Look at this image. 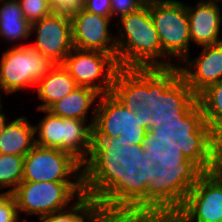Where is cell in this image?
<instances>
[{
	"instance_id": "obj_1",
	"label": "cell",
	"mask_w": 222,
	"mask_h": 222,
	"mask_svg": "<svg viewBox=\"0 0 222 222\" xmlns=\"http://www.w3.org/2000/svg\"><path fill=\"white\" fill-rule=\"evenodd\" d=\"M153 114L148 107L130 111L112 93L100 95L96 108V160L88 173L96 184L119 188L135 204L148 201L175 165L148 133Z\"/></svg>"
},
{
	"instance_id": "obj_2",
	"label": "cell",
	"mask_w": 222,
	"mask_h": 222,
	"mask_svg": "<svg viewBox=\"0 0 222 222\" xmlns=\"http://www.w3.org/2000/svg\"><path fill=\"white\" fill-rule=\"evenodd\" d=\"M148 108V133L174 161L216 155L199 127L198 97L177 66L148 69Z\"/></svg>"
},
{
	"instance_id": "obj_3",
	"label": "cell",
	"mask_w": 222,
	"mask_h": 222,
	"mask_svg": "<svg viewBox=\"0 0 222 222\" xmlns=\"http://www.w3.org/2000/svg\"><path fill=\"white\" fill-rule=\"evenodd\" d=\"M143 204L157 222H222V156L175 161L164 185Z\"/></svg>"
},
{
	"instance_id": "obj_4",
	"label": "cell",
	"mask_w": 222,
	"mask_h": 222,
	"mask_svg": "<svg viewBox=\"0 0 222 222\" xmlns=\"http://www.w3.org/2000/svg\"><path fill=\"white\" fill-rule=\"evenodd\" d=\"M119 68H171L176 65L163 53L149 11V0L140 10L114 25Z\"/></svg>"
},
{
	"instance_id": "obj_5",
	"label": "cell",
	"mask_w": 222,
	"mask_h": 222,
	"mask_svg": "<svg viewBox=\"0 0 222 222\" xmlns=\"http://www.w3.org/2000/svg\"><path fill=\"white\" fill-rule=\"evenodd\" d=\"M95 184V182H21L12 194L21 220L30 222V218L33 217V221L40 222L54 212L69 208Z\"/></svg>"
},
{
	"instance_id": "obj_6",
	"label": "cell",
	"mask_w": 222,
	"mask_h": 222,
	"mask_svg": "<svg viewBox=\"0 0 222 222\" xmlns=\"http://www.w3.org/2000/svg\"><path fill=\"white\" fill-rule=\"evenodd\" d=\"M37 112L44 114L35 125L36 144L71 153L88 170L93 166L96 155L93 145V125L88 121L62 118L47 109Z\"/></svg>"
},
{
	"instance_id": "obj_7",
	"label": "cell",
	"mask_w": 222,
	"mask_h": 222,
	"mask_svg": "<svg viewBox=\"0 0 222 222\" xmlns=\"http://www.w3.org/2000/svg\"><path fill=\"white\" fill-rule=\"evenodd\" d=\"M134 205L119 188L95 184L69 208L40 222H118Z\"/></svg>"
},
{
	"instance_id": "obj_8",
	"label": "cell",
	"mask_w": 222,
	"mask_h": 222,
	"mask_svg": "<svg viewBox=\"0 0 222 222\" xmlns=\"http://www.w3.org/2000/svg\"><path fill=\"white\" fill-rule=\"evenodd\" d=\"M4 49L0 53L2 96L17 95V92L20 94V91L29 90L34 94L37 82L57 65L51 58L43 56L30 45Z\"/></svg>"
},
{
	"instance_id": "obj_9",
	"label": "cell",
	"mask_w": 222,
	"mask_h": 222,
	"mask_svg": "<svg viewBox=\"0 0 222 222\" xmlns=\"http://www.w3.org/2000/svg\"><path fill=\"white\" fill-rule=\"evenodd\" d=\"M149 11L163 53L178 66L192 51L186 1L149 0Z\"/></svg>"
},
{
	"instance_id": "obj_10",
	"label": "cell",
	"mask_w": 222,
	"mask_h": 222,
	"mask_svg": "<svg viewBox=\"0 0 222 222\" xmlns=\"http://www.w3.org/2000/svg\"><path fill=\"white\" fill-rule=\"evenodd\" d=\"M94 182L71 153L35 145L25 156L22 182Z\"/></svg>"
},
{
	"instance_id": "obj_11",
	"label": "cell",
	"mask_w": 222,
	"mask_h": 222,
	"mask_svg": "<svg viewBox=\"0 0 222 222\" xmlns=\"http://www.w3.org/2000/svg\"><path fill=\"white\" fill-rule=\"evenodd\" d=\"M76 84L97 91L111 93L119 65L108 53L73 48L61 63Z\"/></svg>"
},
{
	"instance_id": "obj_12",
	"label": "cell",
	"mask_w": 222,
	"mask_h": 222,
	"mask_svg": "<svg viewBox=\"0 0 222 222\" xmlns=\"http://www.w3.org/2000/svg\"><path fill=\"white\" fill-rule=\"evenodd\" d=\"M30 36L33 42L30 41L29 45L57 64H61L74 48L69 16L53 12L31 24Z\"/></svg>"
},
{
	"instance_id": "obj_13",
	"label": "cell",
	"mask_w": 222,
	"mask_h": 222,
	"mask_svg": "<svg viewBox=\"0 0 222 222\" xmlns=\"http://www.w3.org/2000/svg\"><path fill=\"white\" fill-rule=\"evenodd\" d=\"M71 21L74 48L108 53L116 58L115 21L83 9Z\"/></svg>"
},
{
	"instance_id": "obj_14",
	"label": "cell",
	"mask_w": 222,
	"mask_h": 222,
	"mask_svg": "<svg viewBox=\"0 0 222 222\" xmlns=\"http://www.w3.org/2000/svg\"><path fill=\"white\" fill-rule=\"evenodd\" d=\"M199 48H196L199 51L197 56L193 54L192 57L190 53L177 66L182 79L197 96L210 85L222 80V42Z\"/></svg>"
},
{
	"instance_id": "obj_15",
	"label": "cell",
	"mask_w": 222,
	"mask_h": 222,
	"mask_svg": "<svg viewBox=\"0 0 222 222\" xmlns=\"http://www.w3.org/2000/svg\"><path fill=\"white\" fill-rule=\"evenodd\" d=\"M186 3L191 45L196 48L222 42V1ZM194 44V45H193Z\"/></svg>"
},
{
	"instance_id": "obj_16",
	"label": "cell",
	"mask_w": 222,
	"mask_h": 222,
	"mask_svg": "<svg viewBox=\"0 0 222 222\" xmlns=\"http://www.w3.org/2000/svg\"><path fill=\"white\" fill-rule=\"evenodd\" d=\"M197 97L201 133L218 152L222 148V80L207 87Z\"/></svg>"
},
{
	"instance_id": "obj_17",
	"label": "cell",
	"mask_w": 222,
	"mask_h": 222,
	"mask_svg": "<svg viewBox=\"0 0 222 222\" xmlns=\"http://www.w3.org/2000/svg\"><path fill=\"white\" fill-rule=\"evenodd\" d=\"M130 111L148 107V69L119 68L111 92Z\"/></svg>"
},
{
	"instance_id": "obj_18",
	"label": "cell",
	"mask_w": 222,
	"mask_h": 222,
	"mask_svg": "<svg viewBox=\"0 0 222 222\" xmlns=\"http://www.w3.org/2000/svg\"><path fill=\"white\" fill-rule=\"evenodd\" d=\"M99 98L100 94L97 91L78 86L47 110L62 118L88 121L94 125Z\"/></svg>"
},
{
	"instance_id": "obj_19",
	"label": "cell",
	"mask_w": 222,
	"mask_h": 222,
	"mask_svg": "<svg viewBox=\"0 0 222 222\" xmlns=\"http://www.w3.org/2000/svg\"><path fill=\"white\" fill-rule=\"evenodd\" d=\"M31 24L24 18L18 0L0 3V43L5 47L29 45ZM20 42V43H19Z\"/></svg>"
},
{
	"instance_id": "obj_20",
	"label": "cell",
	"mask_w": 222,
	"mask_h": 222,
	"mask_svg": "<svg viewBox=\"0 0 222 222\" xmlns=\"http://www.w3.org/2000/svg\"><path fill=\"white\" fill-rule=\"evenodd\" d=\"M15 116L0 135V153L25 156L36 145L35 125L25 114Z\"/></svg>"
},
{
	"instance_id": "obj_21",
	"label": "cell",
	"mask_w": 222,
	"mask_h": 222,
	"mask_svg": "<svg viewBox=\"0 0 222 222\" xmlns=\"http://www.w3.org/2000/svg\"><path fill=\"white\" fill-rule=\"evenodd\" d=\"M78 85L62 64H57L39 80L34 89L40 101L36 109H48L56 101L71 93Z\"/></svg>"
},
{
	"instance_id": "obj_22",
	"label": "cell",
	"mask_w": 222,
	"mask_h": 222,
	"mask_svg": "<svg viewBox=\"0 0 222 222\" xmlns=\"http://www.w3.org/2000/svg\"><path fill=\"white\" fill-rule=\"evenodd\" d=\"M24 156L0 153V193L12 194L22 182Z\"/></svg>"
},
{
	"instance_id": "obj_23",
	"label": "cell",
	"mask_w": 222,
	"mask_h": 222,
	"mask_svg": "<svg viewBox=\"0 0 222 222\" xmlns=\"http://www.w3.org/2000/svg\"><path fill=\"white\" fill-rule=\"evenodd\" d=\"M24 18L34 23L53 13V7L48 0H18Z\"/></svg>"
},
{
	"instance_id": "obj_24",
	"label": "cell",
	"mask_w": 222,
	"mask_h": 222,
	"mask_svg": "<svg viewBox=\"0 0 222 222\" xmlns=\"http://www.w3.org/2000/svg\"><path fill=\"white\" fill-rule=\"evenodd\" d=\"M0 222H23L13 194L0 193Z\"/></svg>"
},
{
	"instance_id": "obj_25",
	"label": "cell",
	"mask_w": 222,
	"mask_h": 222,
	"mask_svg": "<svg viewBox=\"0 0 222 222\" xmlns=\"http://www.w3.org/2000/svg\"><path fill=\"white\" fill-rule=\"evenodd\" d=\"M112 20L115 22L129 13L136 12L144 7L147 0H110Z\"/></svg>"
},
{
	"instance_id": "obj_26",
	"label": "cell",
	"mask_w": 222,
	"mask_h": 222,
	"mask_svg": "<svg viewBox=\"0 0 222 222\" xmlns=\"http://www.w3.org/2000/svg\"><path fill=\"white\" fill-rule=\"evenodd\" d=\"M85 0L58 1L53 6V12L72 17L84 8Z\"/></svg>"
},
{
	"instance_id": "obj_27",
	"label": "cell",
	"mask_w": 222,
	"mask_h": 222,
	"mask_svg": "<svg viewBox=\"0 0 222 222\" xmlns=\"http://www.w3.org/2000/svg\"><path fill=\"white\" fill-rule=\"evenodd\" d=\"M118 222H150V211L144 204H135Z\"/></svg>"
},
{
	"instance_id": "obj_28",
	"label": "cell",
	"mask_w": 222,
	"mask_h": 222,
	"mask_svg": "<svg viewBox=\"0 0 222 222\" xmlns=\"http://www.w3.org/2000/svg\"><path fill=\"white\" fill-rule=\"evenodd\" d=\"M83 10L112 19L110 0H85Z\"/></svg>"
},
{
	"instance_id": "obj_29",
	"label": "cell",
	"mask_w": 222,
	"mask_h": 222,
	"mask_svg": "<svg viewBox=\"0 0 222 222\" xmlns=\"http://www.w3.org/2000/svg\"><path fill=\"white\" fill-rule=\"evenodd\" d=\"M4 104L6 103H3L0 106V135L3 133L4 127L7 124V122L10 120L9 118L11 116V115H8L9 113H7L9 109H6V110L4 109Z\"/></svg>"
},
{
	"instance_id": "obj_30",
	"label": "cell",
	"mask_w": 222,
	"mask_h": 222,
	"mask_svg": "<svg viewBox=\"0 0 222 222\" xmlns=\"http://www.w3.org/2000/svg\"><path fill=\"white\" fill-rule=\"evenodd\" d=\"M48 1L53 7L58 1H64V0H48Z\"/></svg>"
},
{
	"instance_id": "obj_31",
	"label": "cell",
	"mask_w": 222,
	"mask_h": 222,
	"mask_svg": "<svg viewBox=\"0 0 222 222\" xmlns=\"http://www.w3.org/2000/svg\"><path fill=\"white\" fill-rule=\"evenodd\" d=\"M150 222H157V221L155 220L154 216L151 214V212H150Z\"/></svg>"
},
{
	"instance_id": "obj_32",
	"label": "cell",
	"mask_w": 222,
	"mask_h": 222,
	"mask_svg": "<svg viewBox=\"0 0 222 222\" xmlns=\"http://www.w3.org/2000/svg\"><path fill=\"white\" fill-rule=\"evenodd\" d=\"M4 99H3V96L1 95V93H0V106L4 103V101H3ZM3 101V102H2Z\"/></svg>"
},
{
	"instance_id": "obj_33",
	"label": "cell",
	"mask_w": 222,
	"mask_h": 222,
	"mask_svg": "<svg viewBox=\"0 0 222 222\" xmlns=\"http://www.w3.org/2000/svg\"><path fill=\"white\" fill-rule=\"evenodd\" d=\"M218 153L222 156V148L218 151Z\"/></svg>"
}]
</instances>
